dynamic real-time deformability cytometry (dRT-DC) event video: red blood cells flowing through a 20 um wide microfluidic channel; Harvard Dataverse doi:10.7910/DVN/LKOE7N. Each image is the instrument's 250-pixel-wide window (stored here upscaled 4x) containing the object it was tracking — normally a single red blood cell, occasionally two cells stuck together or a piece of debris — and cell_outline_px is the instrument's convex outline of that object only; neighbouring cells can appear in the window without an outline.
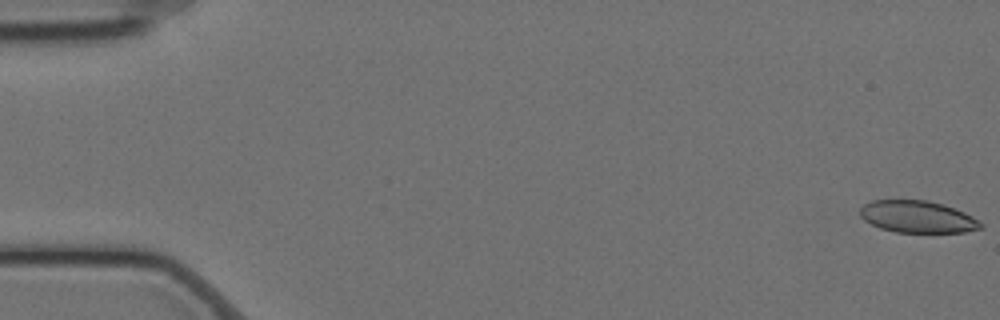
{"species": "Egyptian fruit bat (a non-hibernating species)", "species_latin": "Rousettus aegyptiacus", "temperature_condition": "cold", "stored_images_in_passage": 54, "camera_frame_rate_fps": 3000, "um_per_image_px": 0.085, "animal": {"sex": "female"}, "frame": {"image": 1, "passage_image": 1, "time_ms": 0.0, "image_size_px": [1000, 320], "cell_outline_px": [[984, 224], [980, 228], [964, 232], [896, 232], [880, 228], [864, 220], [860, 216], [860, 208], [864, 204], [872, 200], [928, 200], [944, 204], [964, 212], [972, 216]], "centroid_in_image_um": [77.98, 18.42], "position_along_channel_um": 7.0, "area_um2": 22.48}}
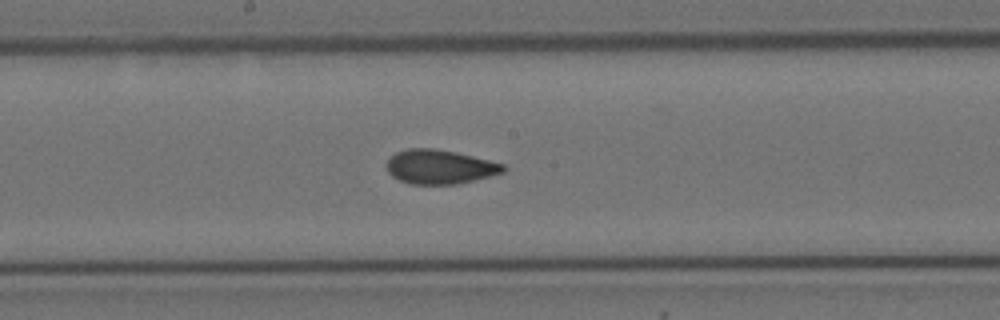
{"frame": {"image": 2, "passage_image": 31, "time_ms": 10.0, "image_size_px": [1000, 320], "cell_outline_px": [[508, 168], [504, 172], [456, 184], [408, 184], [392, 176], [388, 172], [388, 160], [396, 152], [408, 148], [432, 148], [456, 152], [504, 164]], "centroid_in_image_um": [37.38, 14.18], "position_along_channel_um": 210.8, "area_um2": 23.0}}
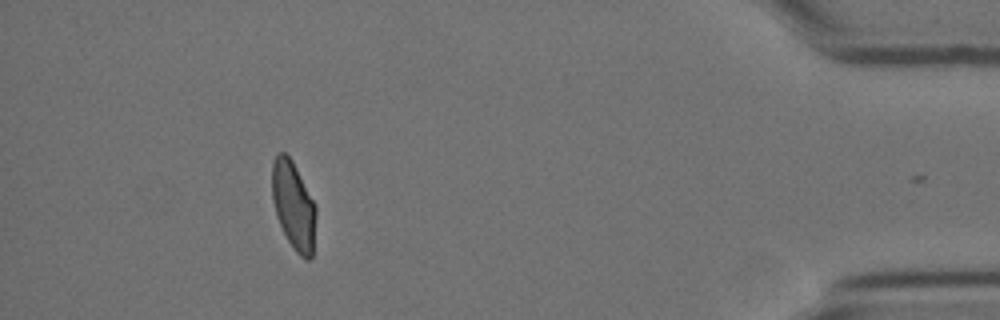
{"frame": {"image": 3, "passage_image": 53, "time_ms": 17.333, "image_size_px": [1000, 320], "cell_outline_px": [[316, 216], [312, 256], [308, 260], [304, 260], [292, 248], [276, 216], [272, 200], [272, 160], [276, 152], [284, 152], [292, 160], [316, 204]], "centroid_in_image_um": [24.94, 17.45], "position_along_channel_um": 410.3, "area_um2": 22.77}, "authors_computed_cell_mechanics": {"area_um2": 23.7558, "velocity_mm_per_s": 3.492, "shape_relaxation_time_tau1_ms": 7.6119, "shape_relaxation_time_tau2_ms": 0.8396, "deformation_change_tau1": 0.1796, "deformation_change_tau2": 0.0592}}